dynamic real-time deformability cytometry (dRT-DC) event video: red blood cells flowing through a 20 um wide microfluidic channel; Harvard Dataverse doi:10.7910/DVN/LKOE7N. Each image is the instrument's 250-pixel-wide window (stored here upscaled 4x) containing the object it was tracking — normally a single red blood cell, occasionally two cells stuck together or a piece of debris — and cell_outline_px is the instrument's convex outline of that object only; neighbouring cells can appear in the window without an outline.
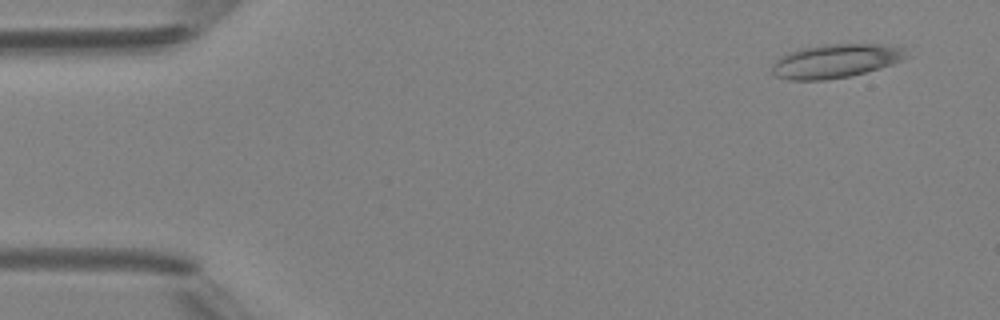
{"species": "Egyptian fruit bat (a non-hibernating species)", "species_latin": "Rousettus aegyptiacus", "temperature_condition": "room temperature", "stored_images_in_passage": 4, "camera_frame_rate_fps": 3000, "um_per_image_px": 0.085, "animal": {"sex": "female"}, "frame": {"image": 1, "passage_image": 1, "time_ms": 0.0, "image_size_px": [1000, 320], "cell_outline_px": [[912, 56], [892, 64], [880, 68], [852, 76], [824, 80], [788, 80], [776, 76], [772, 72], [772, 64], [780, 56], [788, 52], [800, 48], [820, 44], [880, 44], [904, 48]], "centroid_in_image_um": [71.04, 5.18], "position_along_channel_um": 14.0, "area_um2": 26.82}}
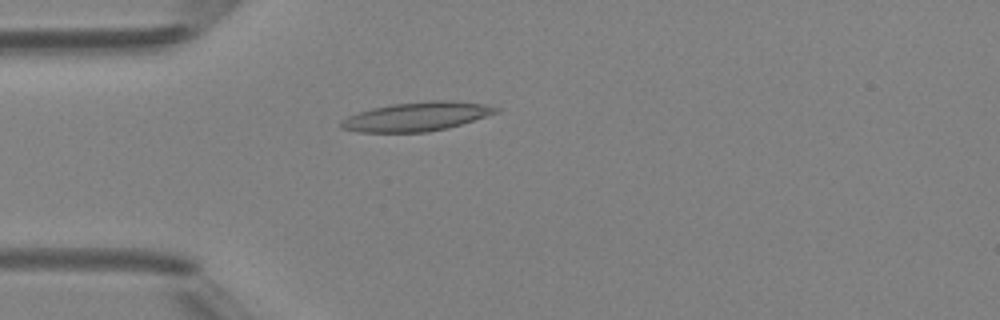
{"frame": {"image": 2, "passage_image": 4, "time_ms": 3.333, "image_size_px": [1000, 320], "cell_outline_px": [[500, 112], [448, 128], [428, 132], [360, 132], [340, 128], [340, 124], [348, 116], [372, 108], [392, 104], [432, 100], [448, 100], [480, 104], [500, 108]], "centroid_in_image_um": [35.43, 9.91], "position_along_channel_um": 49.6, "area_um2": 25.89}}